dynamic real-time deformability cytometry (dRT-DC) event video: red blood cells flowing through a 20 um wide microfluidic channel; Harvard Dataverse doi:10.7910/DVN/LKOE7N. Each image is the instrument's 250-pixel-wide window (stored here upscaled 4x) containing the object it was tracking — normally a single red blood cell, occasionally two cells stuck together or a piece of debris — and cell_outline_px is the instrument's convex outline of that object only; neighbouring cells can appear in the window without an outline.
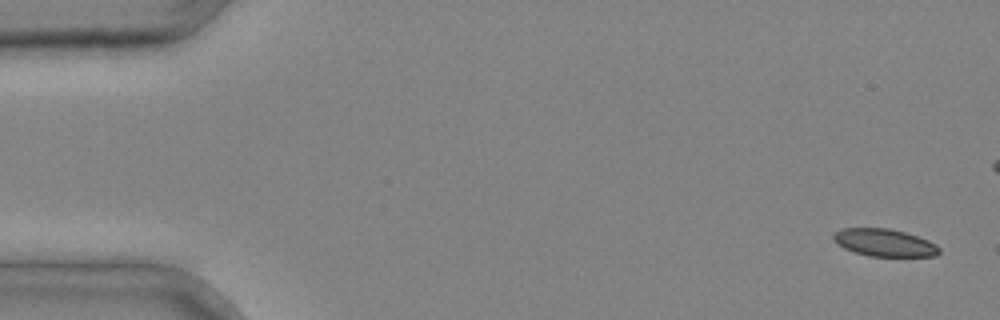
{"species": "common noctule bat (a hibernating species)", "species_latin": "Nyctalus noctula", "temperature_condition": "cold", "stored_images_in_passage": 5, "camera_frame_rate_fps": 3000, "um_per_image_px": 0.085, "animal": {"sex": "male", "body_mass_g": 20.4}, "frame": {"image": 1, "passage_image": 1, "time_ms": 0.0, "image_size_px": [1000, 320], "cell_outline_px": [[940, 252], [936, 256], [868, 256], [844, 248], [832, 240], [832, 236], [840, 228], [888, 228], [904, 232], [928, 240], [936, 244], [940, 248]], "centroid_in_image_um": [75.17, 20.62], "position_along_channel_um": 9.8, "area_um2": 16.88}}